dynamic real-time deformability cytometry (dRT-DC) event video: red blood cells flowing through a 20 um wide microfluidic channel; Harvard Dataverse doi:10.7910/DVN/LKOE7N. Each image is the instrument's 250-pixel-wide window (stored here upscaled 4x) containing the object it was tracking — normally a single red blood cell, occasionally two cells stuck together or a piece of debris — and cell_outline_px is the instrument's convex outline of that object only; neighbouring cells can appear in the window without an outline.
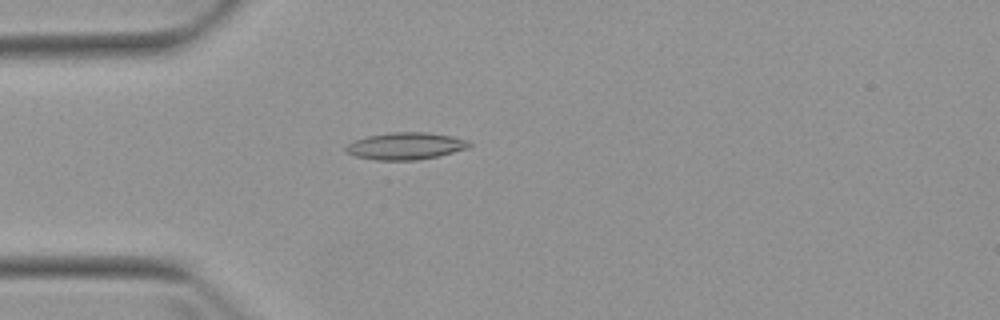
{"species": "Egyptian fruit bat (a non-hibernating species)", "species_latin": "Rousettus aegyptiacus", "temperature_condition": "warm", "stored_images_in_passage": 4, "camera_frame_rate_fps": 3000, "um_per_image_px": 0.085, "animal": {"sex": "female"}, "frame": {"image": 1, "passage_image": 4, "time_ms": 4.667, "image_size_px": [1000, 320], "cell_outline_px": [[472, 144], [468, 148], [436, 156], [416, 160], [376, 160], [356, 156], [344, 152], [344, 148], [348, 144], [356, 140], [368, 136], [392, 132], [424, 132], [452, 136], [468, 140]], "centroid_in_image_um": [34.46, 12.41], "position_along_channel_um": 50.5, "area_um2": 19.31}}